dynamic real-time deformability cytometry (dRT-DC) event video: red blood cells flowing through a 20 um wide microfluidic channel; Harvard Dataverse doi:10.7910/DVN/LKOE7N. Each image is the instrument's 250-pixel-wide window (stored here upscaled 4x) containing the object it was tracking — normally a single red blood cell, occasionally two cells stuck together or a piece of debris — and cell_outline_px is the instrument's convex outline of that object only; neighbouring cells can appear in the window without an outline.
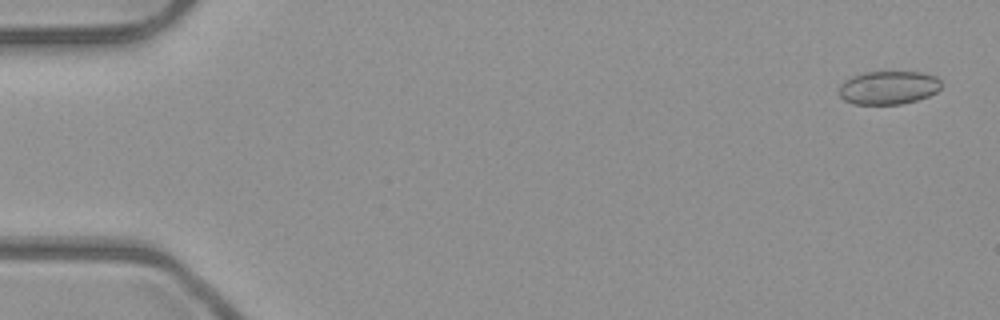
{"species": "common noctule bat (a hibernating species)", "species_latin": "Nyctalus noctula", "temperature_condition": "room temperature", "stored_images_in_passage": 52, "camera_frame_rate_fps": 3000, "um_per_image_px": 0.085, "animal": {"sex": "male", "body_mass_g": 23.1, "forearm_length_mm": 52.7}, "frame": {"image": 1, "passage_image": 2, "time_ms": 0.333, "image_size_px": [1000, 320], "cell_outline_px": [[940, 88], [936, 92], [928, 96], [916, 100], [900, 104], [852, 104], [844, 100], [840, 96], [840, 84], [852, 76], [864, 72], [920, 72], [936, 76], [940, 80]], "centroid_in_image_um": [75.51, 7.45], "position_along_channel_um": 9.5, "area_um2": 19.83}}
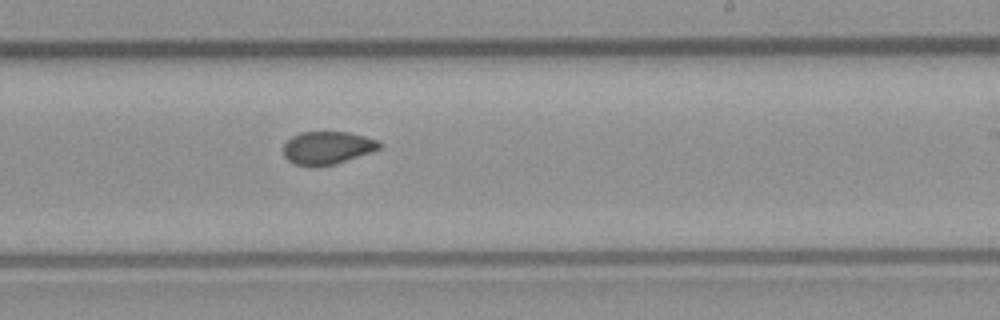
{"frame": {"image": 2, "passage_image": 32, "time_ms": 10.333, "image_size_px": [1000, 320], "cell_outline_px": [[380, 148], [336, 164], [316, 168], [308, 168], [296, 164], [288, 160], [284, 156], [284, 144], [292, 136], [300, 132], [348, 132], [364, 136], [376, 140], [380, 144]], "centroid_in_image_um": [27.76, 12.59], "position_along_channel_um": 261.2, "area_um2": 18.44}}
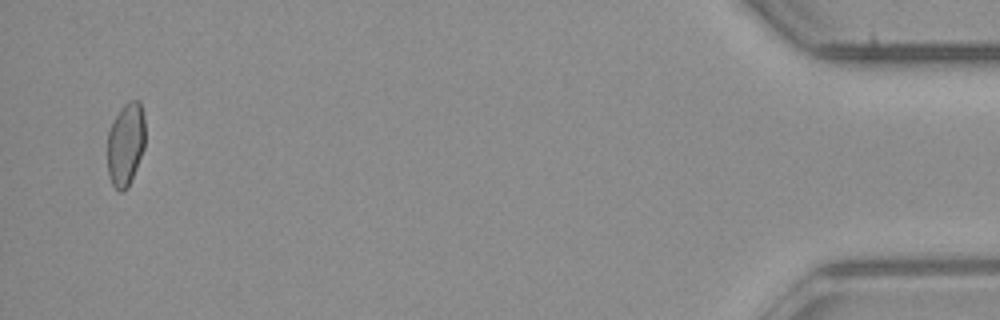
{"frame": {"image": 3, "passage_image": 51, "time_ms": 16.667, "image_size_px": [1000, 320], "cell_outline_px": [[144, 148], [128, 188], [124, 192], [120, 192], [112, 184], [108, 172], [108, 132], [116, 116], [124, 104], [128, 100], [140, 100], [144, 116]], "centroid_in_image_um": [10.69, 12.26], "position_along_channel_um": 424.5, "area_um2": 18.21}, "authors_computed_cell_mechanics": {"area_um2": 19.1318, "velocity_mm_per_s": 3.9791, "shape_relaxation_time_tau1_ms": null, "shape_relaxation_time_tau2_ms": 1.8425, "deformation_change_tau1": null, "deformation_change_tau2": 0.0572}}